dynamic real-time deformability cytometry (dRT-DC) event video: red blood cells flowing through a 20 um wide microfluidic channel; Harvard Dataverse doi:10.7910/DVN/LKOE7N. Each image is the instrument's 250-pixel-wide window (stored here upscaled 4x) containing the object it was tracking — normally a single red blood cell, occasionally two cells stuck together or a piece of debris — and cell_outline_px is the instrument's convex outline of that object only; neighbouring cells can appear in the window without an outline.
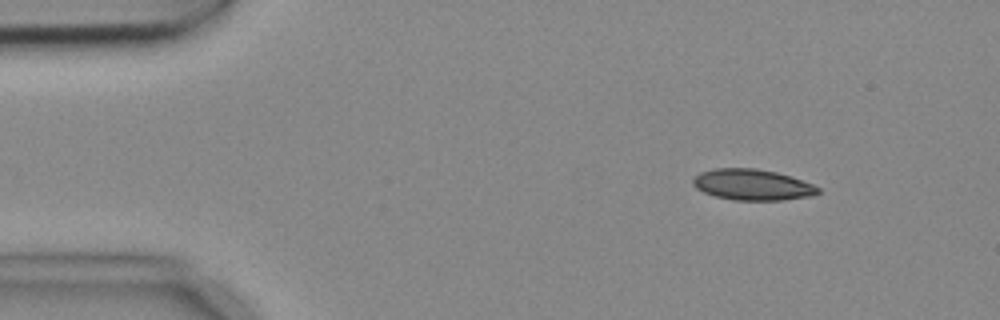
{"species": "common noctule bat (a hibernating species)", "species_latin": "Nyctalus noctula", "temperature_condition": "cold", "stored_images_in_passage": 6, "camera_frame_rate_fps": 3000, "um_per_image_px": 0.085, "animal": {"sex": "female", "body_mass_g": 18.4}, "frame": {"image": 1, "passage_image": 1, "time_ms": 0.0, "image_size_px": [1000, 320], "cell_outline_px": [[820, 192], [812, 196], [784, 200], [732, 200], [716, 196], [704, 192], [696, 188], [692, 184], [692, 180], [700, 172], [716, 168], [756, 168], [776, 172], [812, 184], [820, 188]], "centroid_in_image_um": [63.94, 15.7], "position_along_channel_um": 21.1, "area_um2": 22.48}}
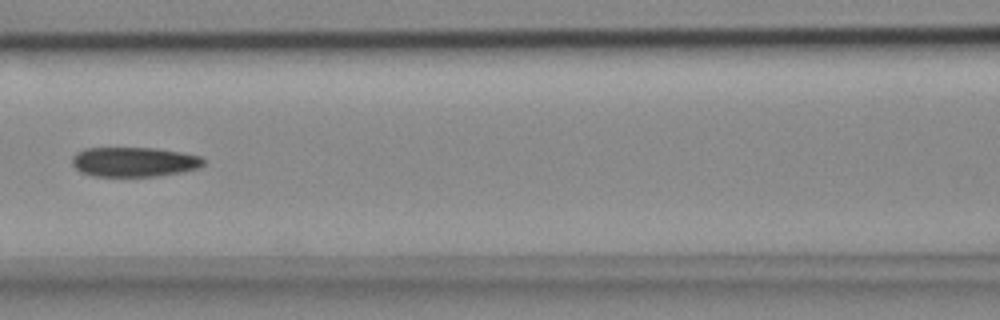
{"frame": {"image": 2, "passage_image": 6, "time_ms": 1.667, "image_size_px": [1000, 320], "cell_outline_px": [[204, 164], [196, 168], [180, 172], [156, 176], [92, 176], [80, 172], [72, 164], [72, 156], [76, 152], [84, 148], [156, 148], [180, 152], [200, 156], [204, 160]], "centroid_in_image_um": [11.34, 13.75], "position_along_channel_um": 155.3, "area_um2": 22.66}}